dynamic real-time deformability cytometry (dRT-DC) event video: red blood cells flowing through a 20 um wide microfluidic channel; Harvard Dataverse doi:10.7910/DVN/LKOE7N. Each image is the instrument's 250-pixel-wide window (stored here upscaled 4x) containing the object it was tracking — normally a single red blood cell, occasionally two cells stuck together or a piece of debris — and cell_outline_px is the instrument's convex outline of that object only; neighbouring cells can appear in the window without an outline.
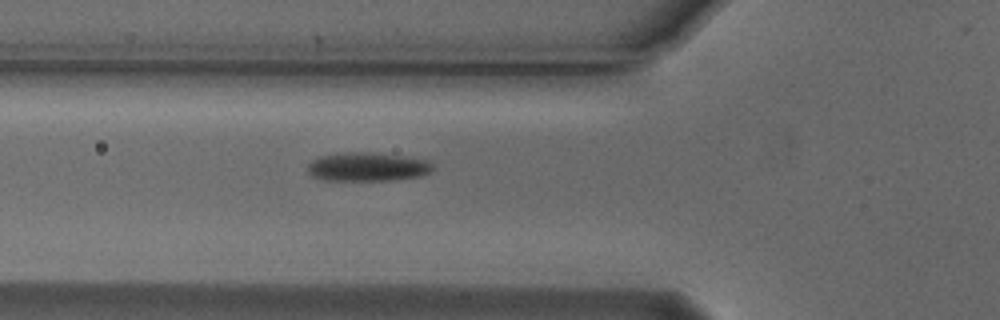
{"species": "Egyptian fruit bat (a non-hibernating species)", "species_latin": "Rousettus aegyptiacus", "temperature_condition": "cold", "stored_images_in_passage": 2, "camera_frame_rate_fps": 3000, "um_per_image_px": 0.085, "animal": {"sex": "male"}, "frame": {"image": 1, "passage_image": 2, "time_ms": 0.333, "image_size_px": [1000, 320], "cell_outline_px": [[432, 168], [424, 176], [396, 180], [324, 180], [312, 176], [308, 172], [308, 164], [312, 160], [320, 156], [348, 152], [364, 152], [400, 156], [428, 160], [432, 164]], "centroid_in_image_um": [31.23, 14.19], "position_along_channel_um": 94.6, "area_um2": 20.81}}